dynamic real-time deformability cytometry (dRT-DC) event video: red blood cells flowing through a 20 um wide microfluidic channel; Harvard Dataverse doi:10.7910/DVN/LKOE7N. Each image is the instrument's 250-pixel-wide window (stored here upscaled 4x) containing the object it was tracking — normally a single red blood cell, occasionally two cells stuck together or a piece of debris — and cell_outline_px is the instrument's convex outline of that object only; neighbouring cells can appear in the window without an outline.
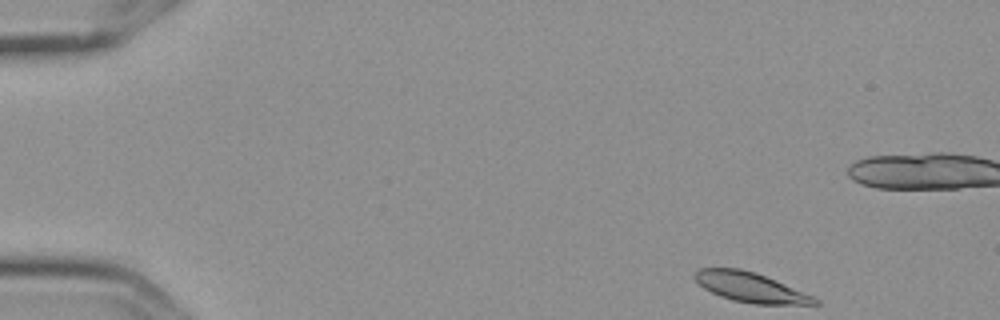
{"species": "Egyptian fruit bat (a non-hibernating species)", "species_latin": "Rousettus aegyptiacus", "temperature_condition": "cold", "stored_images_in_passage": 5, "camera_frame_rate_fps": 3000, "um_per_image_px": 0.085, "frame": {"image": 1, "passage_image": 1, "time_ms": 0.0, "image_size_px": [1000, 320], "cell_outline_px": [[820, 304], [752, 304], [732, 300], [720, 296], [704, 288], [692, 276], [692, 272], [700, 268], [740, 268], [756, 272], [812, 296], [820, 300]], "centroid_in_image_um": [63.73, 24.41], "position_along_channel_um": 21.3, "area_um2": 20.63}}